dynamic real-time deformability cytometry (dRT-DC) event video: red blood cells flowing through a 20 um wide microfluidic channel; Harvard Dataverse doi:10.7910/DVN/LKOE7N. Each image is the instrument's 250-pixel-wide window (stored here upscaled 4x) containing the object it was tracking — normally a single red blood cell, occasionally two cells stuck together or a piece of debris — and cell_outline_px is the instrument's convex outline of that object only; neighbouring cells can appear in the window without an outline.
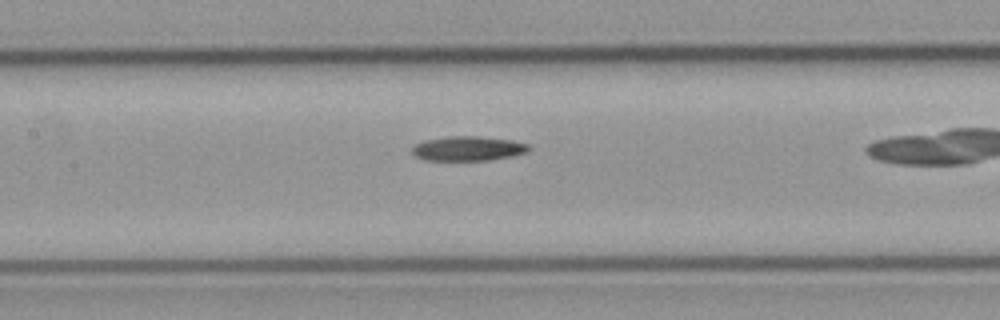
{"species": "common noctule bat (a hibernating species)", "species_latin": "Nyctalus noctula", "temperature_condition": "cold", "stored_images_in_passage": 43, "camera_frame_rate_fps": 3000, "um_per_image_px": 0.085, "animal": {"sex": "male", "body_mass_g": 23.1, "forearm_length_mm": 52.7}, "frame": {"image": 1, "passage_image": 13, "time_ms": 4.0, "image_size_px": [1000, 320], "cell_outline_px": [[532, 148], [528, 152], [488, 160], [424, 160], [416, 156], [412, 152], [412, 148], [416, 144], [424, 140], [448, 136], [476, 136], [512, 140], [528, 144]], "centroid_in_image_um": [39.78, 12.62], "position_along_channel_um": 167.6, "area_um2": 16.59}}